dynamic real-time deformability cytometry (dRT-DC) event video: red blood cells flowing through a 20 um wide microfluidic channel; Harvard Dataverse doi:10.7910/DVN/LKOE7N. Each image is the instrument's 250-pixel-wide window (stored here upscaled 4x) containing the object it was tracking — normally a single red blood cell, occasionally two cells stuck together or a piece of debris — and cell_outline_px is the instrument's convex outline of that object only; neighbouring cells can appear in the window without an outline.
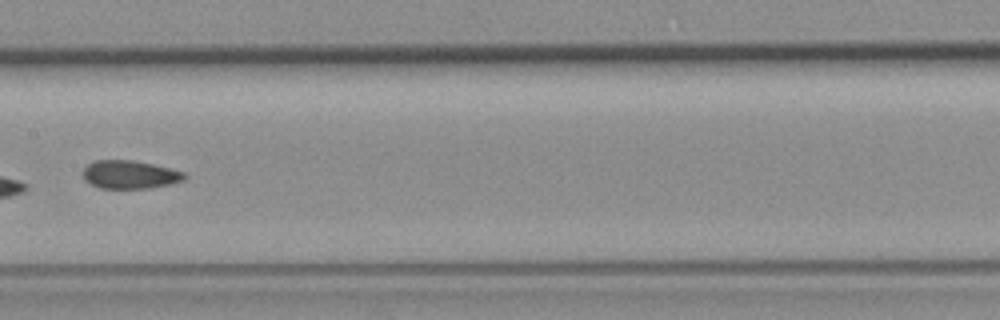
{"species": "common noctule bat (a hibernating species)", "species_latin": "Nyctalus noctula", "temperature_condition": "room temperature", "stored_images_in_passage": 5, "camera_frame_rate_fps": 3000, "um_per_image_px": 0.085, "animal": {"sex": "female", "body_mass_g": 19.3, "forearm_length_mm": 54.1}, "frame": {"image": 1, "passage_image": 4, "time_ms": 3.667, "image_size_px": [1000, 320], "cell_outline_px": [[188, 176], [184, 180], [168, 184], [148, 188], [100, 188], [84, 180], [84, 168], [88, 164], [96, 160], [132, 160], [152, 164], [184, 172]], "centroid_in_image_um": [11.04, 14.83], "position_along_channel_um": 196.4, "area_um2": 16.47}}
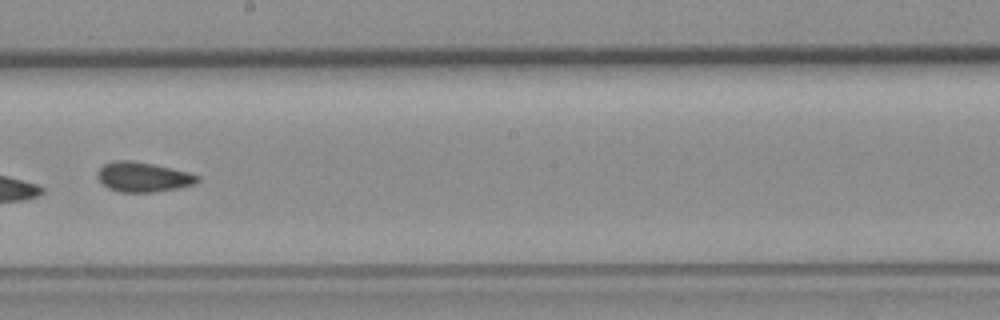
{"frame": {"image": 2, "passage_image": 5, "time_ms": 4.667, "image_size_px": [1000, 320], "cell_outline_px": [[200, 180], [196, 184], [176, 188], [152, 192], [120, 192], [108, 188], [96, 176], [96, 172], [104, 164], [116, 160], [128, 160], [152, 164], [188, 172], [200, 176]], "centroid_in_image_um": [12.16, 15.04], "position_along_channel_um": 236.0, "area_um2": 17.22}}